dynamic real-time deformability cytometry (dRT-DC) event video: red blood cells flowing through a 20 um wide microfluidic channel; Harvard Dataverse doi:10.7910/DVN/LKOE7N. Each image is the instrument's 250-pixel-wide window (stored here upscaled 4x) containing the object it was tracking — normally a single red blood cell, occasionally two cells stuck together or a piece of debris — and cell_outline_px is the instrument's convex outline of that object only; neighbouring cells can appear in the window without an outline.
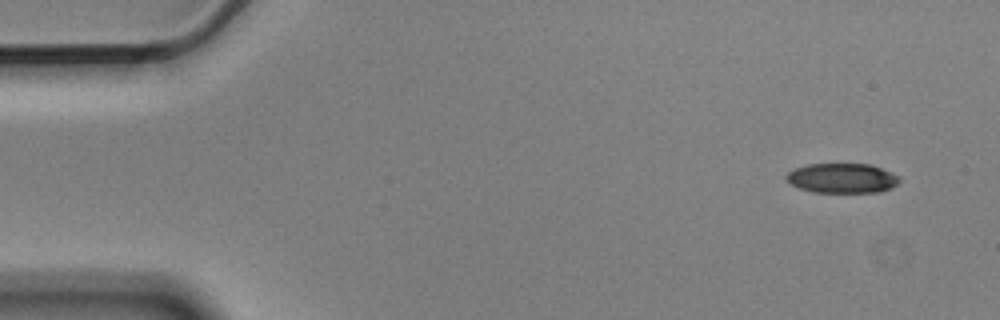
{"species": "Egyptian fruit bat (a non-hibernating species)", "species_latin": "Rousettus aegyptiacus", "temperature_condition": "cold", "stored_images_in_passage": 14, "camera_frame_rate_fps": 3000, "um_per_image_px": 0.085, "animal": {"sex": "male"}, "frame": {"image": 1, "passage_image": 1, "time_ms": 0.0, "image_size_px": [1000, 320], "cell_outline_px": [[900, 180], [892, 188], [880, 192], [812, 192], [800, 188], [784, 180], [784, 176], [788, 172], [796, 168], [808, 164], [872, 164], [900, 176]], "centroid_in_image_um": [71.58, 15.14], "position_along_channel_um": 13.4, "area_um2": 19.71}}
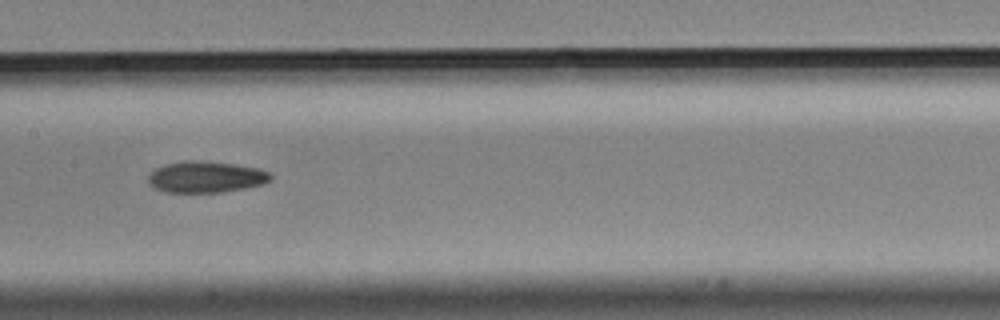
{"frame": {"image": 2, "passage_image": 7, "time_ms": 2.0, "image_size_px": [1000, 320], "cell_outline_px": [[272, 180], [264, 184], [244, 188], [220, 192], [164, 192], [152, 188], [148, 184], [148, 176], [156, 168], [168, 164], [184, 160], [200, 160], [232, 164], [256, 168], [268, 172], [272, 176]], "centroid_in_image_um": [17.47, 15.05], "position_along_channel_um": 189.9, "area_um2": 22.31}}
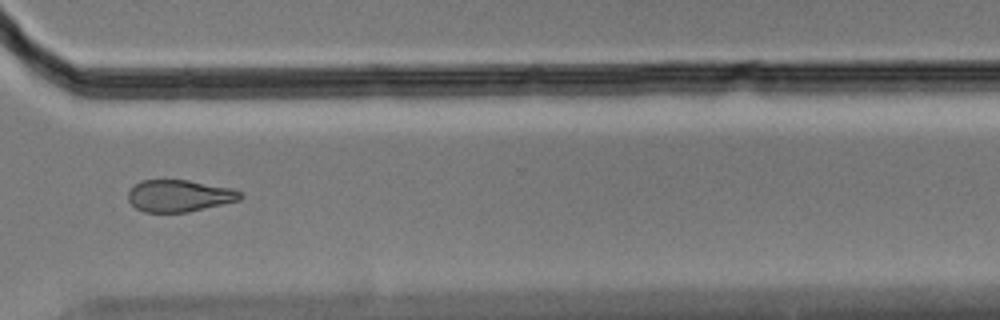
{"frame": {"image": 3, "passage_image": 11, "time_ms": 3.333, "image_size_px": [1000, 320], "cell_outline_px": [[244, 196], [240, 200], [188, 212], [144, 212], [136, 208], [128, 200], [128, 192], [140, 180], [188, 180], [232, 188], [240, 192]], "centroid_in_image_um": [15.25, 16.64], "position_along_channel_um": 355.4, "area_um2": 20.81}}